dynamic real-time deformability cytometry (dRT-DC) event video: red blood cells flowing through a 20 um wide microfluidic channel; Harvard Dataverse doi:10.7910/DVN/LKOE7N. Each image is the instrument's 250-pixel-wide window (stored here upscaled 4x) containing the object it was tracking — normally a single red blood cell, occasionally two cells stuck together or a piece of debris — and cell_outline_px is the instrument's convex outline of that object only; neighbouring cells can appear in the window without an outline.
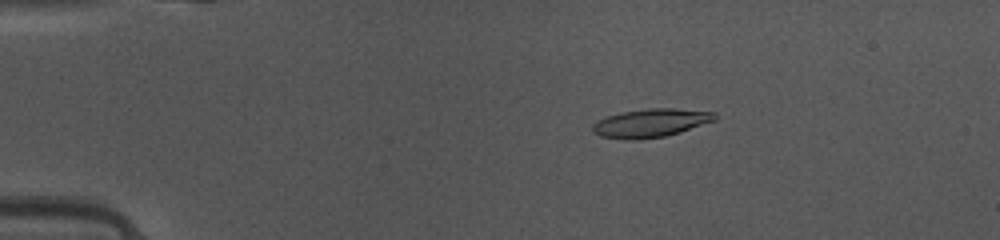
{"species": "common noctule bat (a hibernating species)", "species_latin": "Nyctalus noctula", "temperature_condition": "warm", "stored_images_in_passage": 49, "camera_frame_rate_fps": 3000, "um_per_image_px": 0.085, "animal": {"sex": "female", "body_mass_g": 10.0, "forearm_length_mm": 53.1}, "frame": {"image": 1, "passage_image": 10, "time_ms": 3.0, "image_size_px": [1000, 240], "cell_outline_px": [[716, 120], [680, 132], [664, 136], [640, 140], [624, 140], [600, 136], [592, 132], [592, 124], [596, 120], [608, 116], [624, 112], [648, 108], [672, 108], [716, 112]], "centroid_in_image_um": [55.29, 10.46], "position_along_channel_um": 29.7, "area_um2": 20.35}}
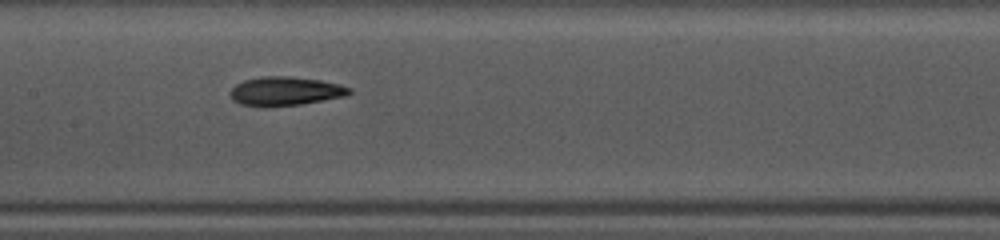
{"frame": {"image": 2, "passage_image": 25, "time_ms": 8.0, "image_size_px": [1000, 240], "cell_outline_px": [[352, 92], [348, 96], [300, 104], [268, 108], [260, 108], [240, 104], [232, 100], [228, 92], [236, 84], [244, 80], [260, 76], [292, 76], [320, 80], [340, 84], [352, 88]], "centroid_in_image_um": [24.23, 7.76], "position_along_channel_um": 183.2, "area_um2": 20.63}}
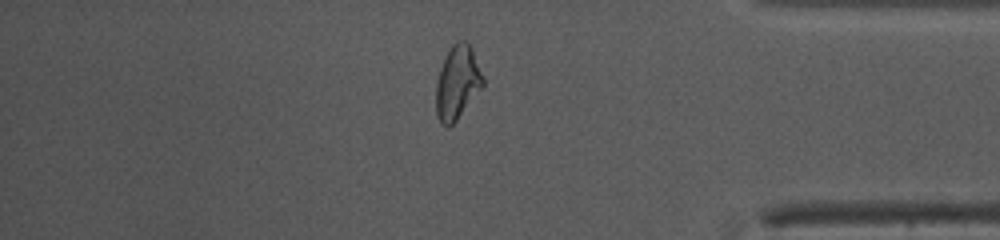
{"frame": {"image": 3, "passage_image": 42, "time_ms": 13.667, "image_size_px": [1000, 240], "cell_outline_px": [[484, 84], [456, 120], [448, 128], [440, 124], [436, 116], [436, 84], [440, 68], [452, 44], [456, 40], [464, 40], [472, 48], [484, 80]], "centroid_in_image_um": [38.85, 7.03], "position_along_channel_um": 396.3, "area_um2": 19.88}, "authors_computed_cell_mechanics": {"area_um2": 19.7676, "velocity_mm_per_s": 4.1454, "shape_relaxation_time_tau1_ms": 4.0665, "shape_relaxation_time_tau2_ms": 3.5091, "deformation_change_tau1": 0.1825, "deformation_change_tau2": 0.1086}}